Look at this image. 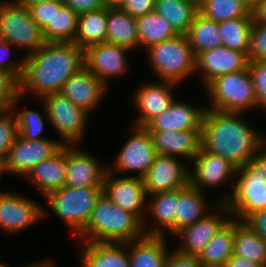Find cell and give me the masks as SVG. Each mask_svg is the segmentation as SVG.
Returning <instances> with one entry per match:
<instances>
[{
  "instance_id": "55",
  "label": "cell",
  "mask_w": 266,
  "mask_h": 267,
  "mask_svg": "<svg viewBox=\"0 0 266 267\" xmlns=\"http://www.w3.org/2000/svg\"><path fill=\"white\" fill-rule=\"evenodd\" d=\"M9 173L7 169V157L5 156H0V178L3 173Z\"/></svg>"
},
{
  "instance_id": "40",
  "label": "cell",
  "mask_w": 266,
  "mask_h": 267,
  "mask_svg": "<svg viewBox=\"0 0 266 267\" xmlns=\"http://www.w3.org/2000/svg\"><path fill=\"white\" fill-rule=\"evenodd\" d=\"M21 99L19 81L9 72L0 69V113L16 109Z\"/></svg>"
},
{
  "instance_id": "20",
  "label": "cell",
  "mask_w": 266,
  "mask_h": 267,
  "mask_svg": "<svg viewBox=\"0 0 266 267\" xmlns=\"http://www.w3.org/2000/svg\"><path fill=\"white\" fill-rule=\"evenodd\" d=\"M245 52L220 46L196 56V72L200 70L206 87L213 79L248 68Z\"/></svg>"
},
{
  "instance_id": "46",
  "label": "cell",
  "mask_w": 266,
  "mask_h": 267,
  "mask_svg": "<svg viewBox=\"0 0 266 267\" xmlns=\"http://www.w3.org/2000/svg\"><path fill=\"white\" fill-rule=\"evenodd\" d=\"M156 0H126L120 7L131 17L138 18L155 11Z\"/></svg>"
},
{
  "instance_id": "10",
  "label": "cell",
  "mask_w": 266,
  "mask_h": 267,
  "mask_svg": "<svg viewBox=\"0 0 266 267\" xmlns=\"http://www.w3.org/2000/svg\"><path fill=\"white\" fill-rule=\"evenodd\" d=\"M107 170L104 183L103 193L117 206L134 214L141 222L143 229H147L146 203L147 194L144 182L141 177L126 176L116 177Z\"/></svg>"
},
{
  "instance_id": "53",
  "label": "cell",
  "mask_w": 266,
  "mask_h": 267,
  "mask_svg": "<svg viewBox=\"0 0 266 267\" xmlns=\"http://www.w3.org/2000/svg\"><path fill=\"white\" fill-rule=\"evenodd\" d=\"M126 0H103V5L107 8H120Z\"/></svg>"
},
{
  "instance_id": "23",
  "label": "cell",
  "mask_w": 266,
  "mask_h": 267,
  "mask_svg": "<svg viewBox=\"0 0 266 267\" xmlns=\"http://www.w3.org/2000/svg\"><path fill=\"white\" fill-rule=\"evenodd\" d=\"M206 108L174 100L160 116L154 118L146 127L147 131L201 130Z\"/></svg>"
},
{
  "instance_id": "31",
  "label": "cell",
  "mask_w": 266,
  "mask_h": 267,
  "mask_svg": "<svg viewBox=\"0 0 266 267\" xmlns=\"http://www.w3.org/2000/svg\"><path fill=\"white\" fill-rule=\"evenodd\" d=\"M107 7L78 14L74 43L82 49L107 42Z\"/></svg>"
},
{
  "instance_id": "5",
  "label": "cell",
  "mask_w": 266,
  "mask_h": 267,
  "mask_svg": "<svg viewBox=\"0 0 266 267\" xmlns=\"http://www.w3.org/2000/svg\"><path fill=\"white\" fill-rule=\"evenodd\" d=\"M103 187L71 188L63 186L45 196L58 218L65 221L76 237L87 225Z\"/></svg>"
},
{
  "instance_id": "39",
  "label": "cell",
  "mask_w": 266,
  "mask_h": 267,
  "mask_svg": "<svg viewBox=\"0 0 266 267\" xmlns=\"http://www.w3.org/2000/svg\"><path fill=\"white\" fill-rule=\"evenodd\" d=\"M18 120L19 135L26 140H42L44 129L43 116L35 110L24 109L20 112H15Z\"/></svg>"
},
{
  "instance_id": "50",
  "label": "cell",
  "mask_w": 266,
  "mask_h": 267,
  "mask_svg": "<svg viewBox=\"0 0 266 267\" xmlns=\"http://www.w3.org/2000/svg\"><path fill=\"white\" fill-rule=\"evenodd\" d=\"M266 180V142L257 150L249 161Z\"/></svg>"
},
{
  "instance_id": "25",
  "label": "cell",
  "mask_w": 266,
  "mask_h": 267,
  "mask_svg": "<svg viewBox=\"0 0 266 267\" xmlns=\"http://www.w3.org/2000/svg\"><path fill=\"white\" fill-rule=\"evenodd\" d=\"M147 202V214L155 220V226L143 229L145 235L164 236L165 230L176 235L177 189L151 195ZM157 224V225H156ZM159 224V225H158Z\"/></svg>"
},
{
  "instance_id": "45",
  "label": "cell",
  "mask_w": 266,
  "mask_h": 267,
  "mask_svg": "<svg viewBox=\"0 0 266 267\" xmlns=\"http://www.w3.org/2000/svg\"><path fill=\"white\" fill-rule=\"evenodd\" d=\"M29 10L32 19L43 31L55 16V0L32 5Z\"/></svg>"
},
{
  "instance_id": "24",
  "label": "cell",
  "mask_w": 266,
  "mask_h": 267,
  "mask_svg": "<svg viewBox=\"0 0 266 267\" xmlns=\"http://www.w3.org/2000/svg\"><path fill=\"white\" fill-rule=\"evenodd\" d=\"M66 145L51 158L34 166L25 176L42 196L65 186L66 180Z\"/></svg>"
},
{
  "instance_id": "38",
  "label": "cell",
  "mask_w": 266,
  "mask_h": 267,
  "mask_svg": "<svg viewBox=\"0 0 266 267\" xmlns=\"http://www.w3.org/2000/svg\"><path fill=\"white\" fill-rule=\"evenodd\" d=\"M251 9L244 0H203L198 5L199 13L217 23L239 17H253Z\"/></svg>"
},
{
  "instance_id": "3",
  "label": "cell",
  "mask_w": 266,
  "mask_h": 267,
  "mask_svg": "<svg viewBox=\"0 0 266 267\" xmlns=\"http://www.w3.org/2000/svg\"><path fill=\"white\" fill-rule=\"evenodd\" d=\"M144 235L142 222L102 193L96 200L86 227L76 239L85 242L126 243Z\"/></svg>"
},
{
  "instance_id": "9",
  "label": "cell",
  "mask_w": 266,
  "mask_h": 267,
  "mask_svg": "<svg viewBox=\"0 0 266 267\" xmlns=\"http://www.w3.org/2000/svg\"><path fill=\"white\" fill-rule=\"evenodd\" d=\"M41 99L44 107L42 109L56 133L63 139V145H78L84 136L90 114L61 93L48 94Z\"/></svg>"
},
{
  "instance_id": "11",
  "label": "cell",
  "mask_w": 266,
  "mask_h": 267,
  "mask_svg": "<svg viewBox=\"0 0 266 267\" xmlns=\"http://www.w3.org/2000/svg\"><path fill=\"white\" fill-rule=\"evenodd\" d=\"M133 133L118 153L113 166L108 165V170L120 172H138L137 177H143L150 169L156 158L152 138L143 127L133 128Z\"/></svg>"
},
{
  "instance_id": "15",
  "label": "cell",
  "mask_w": 266,
  "mask_h": 267,
  "mask_svg": "<svg viewBox=\"0 0 266 267\" xmlns=\"http://www.w3.org/2000/svg\"><path fill=\"white\" fill-rule=\"evenodd\" d=\"M62 147L61 141L50 138L26 140L18 135L7 156V169L9 173L24 177L34 166L51 158Z\"/></svg>"
},
{
  "instance_id": "13",
  "label": "cell",
  "mask_w": 266,
  "mask_h": 267,
  "mask_svg": "<svg viewBox=\"0 0 266 267\" xmlns=\"http://www.w3.org/2000/svg\"><path fill=\"white\" fill-rule=\"evenodd\" d=\"M46 216L39 204L12 192L0 191V229L12 235L28 229Z\"/></svg>"
},
{
  "instance_id": "27",
  "label": "cell",
  "mask_w": 266,
  "mask_h": 267,
  "mask_svg": "<svg viewBox=\"0 0 266 267\" xmlns=\"http://www.w3.org/2000/svg\"><path fill=\"white\" fill-rule=\"evenodd\" d=\"M164 236L144 235L126 242L130 267H166L169 253Z\"/></svg>"
},
{
  "instance_id": "34",
  "label": "cell",
  "mask_w": 266,
  "mask_h": 267,
  "mask_svg": "<svg viewBox=\"0 0 266 267\" xmlns=\"http://www.w3.org/2000/svg\"><path fill=\"white\" fill-rule=\"evenodd\" d=\"M195 56L203 51L223 46L218 23L197 13L188 32L185 34Z\"/></svg>"
},
{
  "instance_id": "21",
  "label": "cell",
  "mask_w": 266,
  "mask_h": 267,
  "mask_svg": "<svg viewBox=\"0 0 266 267\" xmlns=\"http://www.w3.org/2000/svg\"><path fill=\"white\" fill-rule=\"evenodd\" d=\"M105 89L106 85L83 66L65 82L59 93L90 113L102 101Z\"/></svg>"
},
{
  "instance_id": "14",
  "label": "cell",
  "mask_w": 266,
  "mask_h": 267,
  "mask_svg": "<svg viewBox=\"0 0 266 267\" xmlns=\"http://www.w3.org/2000/svg\"><path fill=\"white\" fill-rule=\"evenodd\" d=\"M217 203H215L216 207L213 212L208 213L194 224L183 228L175 235L182 240V244L175 248L178 252L185 255L199 256L215 234L231 219L221 217L223 213L229 215L231 212L225 203Z\"/></svg>"
},
{
  "instance_id": "22",
  "label": "cell",
  "mask_w": 266,
  "mask_h": 267,
  "mask_svg": "<svg viewBox=\"0 0 266 267\" xmlns=\"http://www.w3.org/2000/svg\"><path fill=\"white\" fill-rule=\"evenodd\" d=\"M157 154L188 160L200 152L201 130L148 131Z\"/></svg>"
},
{
  "instance_id": "12",
  "label": "cell",
  "mask_w": 266,
  "mask_h": 267,
  "mask_svg": "<svg viewBox=\"0 0 266 267\" xmlns=\"http://www.w3.org/2000/svg\"><path fill=\"white\" fill-rule=\"evenodd\" d=\"M178 159L175 156L156 155L150 169L142 177L147 196L185 188L190 184V170Z\"/></svg>"
},
{
  "instance_id": "7",
  "label": "cell",
  "mask_w": 266,
  "mask_h": 267,
  "mask_svg": "<svg viewBox=\"0 0 266 267\" xmlns=\"http://www.w3.org/2000/svg\"><path fill=\"white\" fill-rule=\"evenodd\" d=\"M208 109L244 113L256 107L254 85L249 69L213 79L207 86Z\"/></svg>"
},
{
  "instance_id": "2",
  "label": "cell",
  "mask_w": 266,
  "mask_h": 267,
  "mask_svg": "<svg viewBox=\"0 0 266 267\" xmlns=\"http://www.w3.org/2000/svg\"><path fill=\"white\" fill-rule=\"evenodd\" d=\"M240 115L206 108L201 129L202 148L236 168L247 164L265 143V135L247 125Z\"/></svg>"
},
{
  "instance_id": "44",
  "label": "cell",
  "mask_w": 266,
  "mask_h": 267,
  "mask_svg": "<svg viewBox=\"0 0 266 267\" xmlns=\"http://www.w3.org/2000/svg\"><path fill=\"white\" fill-rule=\"evenodd\" d=\"M11 47H14V45L3 40L0 37V69L9 72L19 81L22 77V74H23L25 58H23V59L21 58L20 61L10 60L9 59V54H10L9 50Z\"/></svg>"
},
{
  "instance_id": "42",
  "label": "cell",
  "mask_w": 266,
  "mask_h": 267,
  "mask_svg": "<svg viewBox=\"0 0 266 267\" xmlns=\"http://www.w3.org/2000/svg\"><path fill=\"white\" fill-rule=\"evenodd\" d=\"M247 59L249 63L266 60V23L253 20Z\"/></svg>"
},
{
  "instance_id": "57",
  "label": "cell",
  "mask_w": 266,
  "mask_h": 267,
  "mask_svg": "<svg viewBox=\"0 0 266 267\" xmlns=\"http://www.w3.org/2000/svg\"><path fill=\"white\" fill-rule=\"evenodd\" d=\"M244 1L252 7L256 3L257 0H244Z\"/></svg>"
},
{
  "instance_id": "1",
  "label": "cell",
  "mask_w": 266,
  "mask_h": 267,
  "mask_svg": "<svg viewBox=\"0 0 266 267\" xmlns=\"http://www.w3.org/2000/svg\"><path fill=\"white\" fill-rule=\"evenodd\" d=\"M24 58L19 95L31 93L40 100L45 95L59 93L65 82L85 66L84 49L74 42H46Z\"/></svg>"
},
{
  "instance_id": "58",
  "label": "cell",
  "mask_w": 266,
  "mask_h": 267,
  "mask_svg": "<svg viewBox=\"0 0 266 267\" xmlns=\"http://www.w3.org/2000/svg\"><path fill=\"white\" fill-rule=\"evenodd\" d=\"M193 1L194 3H196L197 5H199L203 0H191Z\"/></svg>"
},
{
  "instance_id": "16",
  "label": "cell",
  "mask_w": 266,
  "mask_h": 267,
  "mask_svg": "<svg viewBox=\"0 0 266 267\" xmlns=\"http://www.w3.org/2000/svg\"><path fill=\"white\" fill-rule=\"evenodd\" d=\"M192 161L193 169H189L190 185L200 191L204 192V189L208 187H221L223 183L235 182L237 168L221 156L212 154L201 147L200 152Z\"/></svg>"
},
{
  "instance_id": "54",
  "label": "cell",
  "mask_w": 266,
  "mask_h": 267,
  "mask_svg": "<svg viewBox=\"0 0 266 267\" xmlns=\"http://www.w3.org/2000/svg\"><path fill=\"white\" fill-rule=\"evenodd\" d=\"M14 1L17 2L18 4H21V5L29 8L32 5L52 1V0H14Z\"/></svg>"
},
{
  "instance_id": "4",
  "label": "cell",
  "mask_w": 266,
  "mask_h": 267,
  "mask_svg": "<svg viewBox=\"0 0 266 267\" xmlns=\"http://www.w3.org/2000/svg\"><path fill=\"white\" fill-rule=\"evenodd\" d=\"M151 68L161 81L175 84L196 72V56L185 35H178L146 49Z\"/></svg>"
},
{
  "instance_id": "17",
  "label": "cell",
  "mask_w": 266,
  "mask_h": 267,
  "mask_svg": "<svg viewBox=\"0 0 266 267\" xmlns=\"http://www.w3.org/2000/svg\"><path fill=\"white\" fill-rule=\"evenodd\" d=\"M66 145L65 186L71 188L103 187L108 166H102L88 151Z\"/></svg>"
},
{
  "instance_id": "48",
  "label": "cell",
  "mask_w": 266,
  "mask_h": 267,
  "mask_svg": "<svg viewBox=\"0 0 266 267\" xmlns=\"http://www.w3.org/2000/svg\"><path fill=\"white\" fill-rule=\"evenodd\" d=\"M243 222L266 241V209L250 214Z\"/></svg>"
},
{
  "instance_id": "43",
  "label": "cell",
  "mask_w": 266,
  "mask_h": 267,
  "mask_svg": "<svg viewBox=\"0 0 266 267\" xmlns=\"http://www.w3.org/2000/svg\"><path fill=\"white\" fill-rule=\"evenodd\" d=\"M254 91L256 107L261 106L266 111V60H258L248 64Z\"/></svg>"
},
{
  "instance_id": "8",
  "label": "cell",
  "mask_w": 266,
  "mask_h": 267,
  "mask_svg": "<svg viewBox=\"0 0 266 267\" xmlns=\"http://www.w3.org/2000/svg\"><path fill=\"white\" fill-rule=\"evenodd\" d=\"M0 37L15 47L27 48L29 55L46 44L43 31L30 10L14 0L0 1Z\"/></svg>"
},
{
  "instance_id": "6",
  "label": "cell",
  "mask_w": 266,
  "mask_h": 267,
  "mask_svg": "<svg viewBox=\"0 0 266 267\" xmlns=\"http://www.w3.org/2000/svg\"><path fill=\"white\" fill-rule=\"evenodd\" d=\"M236 177L233 191L219 198V203H225L236 220L244 221L250 214L266 209V180L250 162L237 168Z\"/></svg>"
},
{
  "instance_id": "59",
  "label": "cell",
  "mask_w": 266,
  "mask_h": 267,
  "mask_svg": "<svg viewBox=\"0 0 266 267\" xmlns=\"http://www.w3.org/2000/svg\"><path fill=\"white\" fill-rule=\"evenodd\" d=\"M0 267H9V266H7L5 263L3 264L0 262Z\"/></svg>"
},
{
  "instance_id": "26",
  "label": "cell",
  "mask_w": 266,
  "mask_h": 267,
  "mask_svg": "<svg viewBox=\"0 0 266 267\" xmlns=\"http://www.w3.org/2000/svg\"><path fill=\"white\" fill-rule=\"evenodd\" d=\"M80 242H84L81 250L82 267H130L126 243Z\"/></svg>"
},
{
  "instance_id": "35",
  "label": "cell",
  "mask_w": 266,
  "mask_h": 267,
  "mask_svg": "<svg viewBox=\"0 0 266 267\" xmlns=\"http://www.w3.org/2000/svg\"><path fill=\"white\" fill-rule=\"evenodd\" d=\"M233 254L266 267V241L243 221L235 219Z\"/></svg>"
},
{
  "instance_id": "29",
  "label": "cell",
  "mask_w": 266,
  "mask_h": 267,
  "mask_svg": "<svg viewBox=\"0 0 266 267\" xmlns=\"http://www.w3.org/2000/svg\"><path fill=\"white\" fill-rule=\"evenodd\" d=\"M107 43L116 44L129 50L139 46L136 18L121 8H107Z\"/></svg>"
},
{
  "instance_id": "33",
  "label": "cell",
  "mask_w": 266,
  "mask_h": 267,
  "mask_svg": "<svg viewBox=\"0 0 266 267\" xmlns=\"http://www.w3.org/2000/svg\"><path fill=\"white\" fill-rule=\"evenodd\" d=\"M78 14L61 0H55V16L43 30L46 42H74Z\"/></svg>"
},
{
  "instance_id": "30",
  "label": "cell",
  "mask_w": 266,
  "mask_h": 267,
  "mask_svg": "<svg viewBox=\"0 0 266 267\" xmlns=\"http://www.w3.org/2000/svg\"><path fill=\"white\" fill-rule=\"evenodd\" d=\"M235 219H231L215 234L199 254L203 267H223L233 255Z\"/></svg>"
},
{
  "instance_id": "49",
  "label": "cell",
  "mask_w": 266,
  "mask_h": 267,
  "mask_svg": "<svg viewBox=\"0 0 266 267\" xmlns=\"http://www.w3.org/2000/svg\"><path fill=\"white\" fill-rule=\"evenodd\" d=\"M64 5L71 7L77 14L102 8L103 0H61Z\"/></svg>"
},
{
  "instance_id": "52",
  "label": "cell",
  "mask_w": 266,
  "mask_h": 267,
  "mask_svg": "<svg viewBox=\"0 0 266 267\" xmlns=\"http://www.w3.org/2000/svg\"><path fill=\"white\" fill-rule=\"evenodd\" d=\"M251 13L254 21L266 23V0H257Z\"/></svg>"
},
{
  "instance_id": "18",
  "label": "cell",
  "mask_w": 266,
  "mask_h": 267,
  "mask_svg": "<svg viewBox=\"0 0 266 267\" xmlns=\"http://www.w3.org/2000/svg\"><path fill=\"white\" fill-rule=\"evenodd\" d=\"M128 51L125 47L107 42L89 46L84 50L85 67L107 86L110 78L127 72Z\"/></svg>"
},
{
  "instance_id": "19",
  "label": "cell",
  "mask_w": 266,
  "mask_h": 267,
  "mask_svg": "<svg viewBox=\"0 0 266 267\" xmlns=\"http://www.w3.org/2000/svg\"><path fill=\"white\" fill-rule=\"evenodd\" d=\"M178 84L162 81L141 85L135 93L134 104L139 112L136 127L145 128L154 118L160 116L175 100L173 87Z\"/></svg>"
},
{
  "instance_id": "41",
  "label": "cell",
  "mask_w": 266,
  "mask_h": 267,
  "mask_svg": "<svg viewBox=\"0 0 266 267\" xmlns=\"http://www.w3.org/2000/svg\"><path fill=\"white\" fill-rule=\"evenodd\" d=\"M15 109L0 113V156H8L11 146L19 135Z\"/></svg>"
},
{
  "instance_id": "47",
  "label": "cell",
  "mask_w": 266,
  "mask_h": 267,
  "mask_svg": "<svg viewBox=\"0 0 266 267\" xmlns=\"http://www.w3.org/2000/svg\"><path fill=\"white\" fill-rule=\"evenodd\" d=\"M166 267H203L198 256L185 255L176 249L169 253Z\"/></svg>"
},
{
  "instance_id": "32",
  "label": "cell",
  "mask_w": 266,
  "mask_h": 267,
  "mask_svg": "<svg viewBox=\"0 0 266 267\" xmlns=\"http://www.w3.org/2000/svg\"><path fill=\"white\" fill-rule=\"evenodd\" d=\"M155 11L180 35L188 32L199 12L198 5L191 0H156Z\"/></svg>"
},
{
  "instance_id": "56",
  "label": "cell",
  "mask_w": 266,
  "mask_h": 267,
  "mask_svg": "<svg viewBox=\"0 0 266 267\" xmlns=\"http://www.w3.org/2000/svg\"><path fill=\"white\" fill-rule=\"evenodd\" d=\"M26 267H53L51 262H43V264L40 263H31L30 265L26 266Z\"/></svg>"
},
{
  "instance_id": "51",
  "label": "cell",
  "mask_w": 266,
  "mask_h": 267,
  "mask_svg": "<svg viewBox=\"0 0 266 267\" xmlns=\"http://www.w3.org/2000/svg\"><path fill=\"white\" fill-rule=\"evenodd\" d=\"M223 267H264V266L257 262L233 254Z\"/></svg>"
},
{
  "instance_id": "36",
  "label": "cell",
  "mask_w": 266,
  "mask_h": 267,
  "mask_svg": "<svg viewBox=\"0 0 266 267\" xmlns=\"http://www.w3.org/2000/svg\"><path fill=\"white\" fill-rule=\"evenodd\" d=\"M139 47L148 48L164 40L178 36L171 23L156 11L136 18Z\"/></svg>"
},
{
  "instance_id": "28",
  "label": "cell",
  "mask_w": 266,
  "mask_h": 267,
  "mask_svg": "<svg viewBox=\"0 0 266 267\" xmlns=\"http://www.w3.org/2000/svg\"><path fill=\"white\" fill-rule=\"evenodd\" d=\"M206 200L205 193L190 184L177 189L176 234L204 218L215 208V205L211 206Z\"/></svg>"
},
{
  "instance_id": "37",
  "label": "cell",
  "mask_w": 266,
  "mask_h": 267,
  "mask_svg": "<svg viewBox=\"0 0 266 267\" xmlns=\"http://www.w3.org/2000/svg\"><path fill=\"white\" fill-rule=\"evenodd\" d=\"M253 17H239L218 22L223 46L247 54Z\"/></svg>"
}]
</instances>
